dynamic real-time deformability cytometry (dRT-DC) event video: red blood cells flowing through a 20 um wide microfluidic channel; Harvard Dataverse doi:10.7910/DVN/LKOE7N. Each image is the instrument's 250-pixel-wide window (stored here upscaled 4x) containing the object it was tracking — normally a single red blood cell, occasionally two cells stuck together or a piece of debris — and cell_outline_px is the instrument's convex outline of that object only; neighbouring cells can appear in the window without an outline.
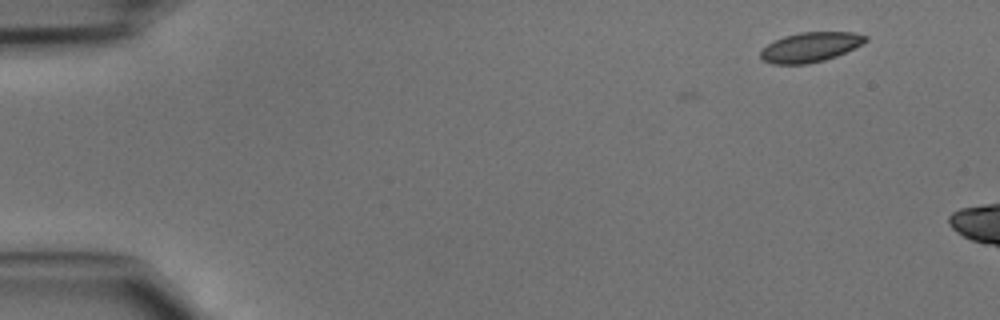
{"species": "common noctule bat (a hibernating species)", "species_latin": "Nyctalus noctula", "temperature_condition": "cold", "stored_images_in_passage": 7, "camera_frame_rate_fps": 3000, "um_per_image_px": 0.085, "animal": {"sex": "male", "body_mass_g": 15.6}, "frame": {"image": 1, "passage_image": 1, "time_ms": 0.0, "image_size_px": [1000, 320], "cell_outline_px": [[868, 40], [836, 56], [824, 60], [808, 64], [772, 64], [764, 60], [760, 56], [760, 52], [768, 44], [784, 36], [800, 32], [852, 32], [868, 36]], "centroid_in_image_um": [68.87, 4.0], "position_along_channel_um": 16.1, "area_um2": 17.92}}